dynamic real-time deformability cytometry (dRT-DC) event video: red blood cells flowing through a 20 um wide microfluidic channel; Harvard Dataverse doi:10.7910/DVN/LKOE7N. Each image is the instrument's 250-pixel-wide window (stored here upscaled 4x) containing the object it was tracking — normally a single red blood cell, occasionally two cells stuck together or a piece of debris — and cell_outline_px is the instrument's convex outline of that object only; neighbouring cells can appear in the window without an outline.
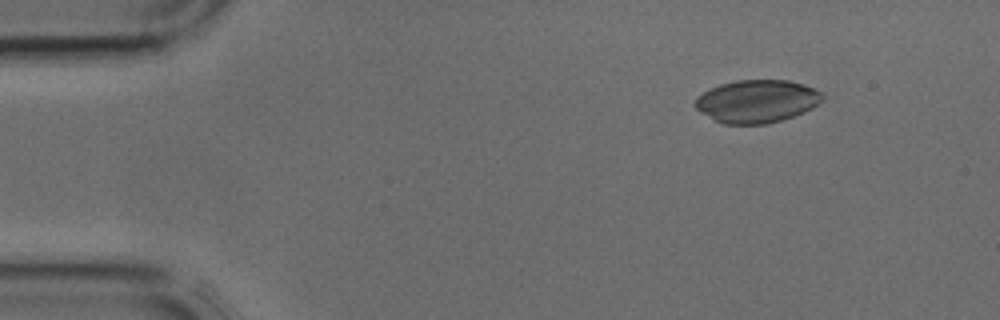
{"species": "common noctule bat (a hibernating species)", "species_latin": "Nyctalus noctula", "temperature_condition": "cold", "stored_images_in_passage": 37, "camera_frame_rate_fps": 3000, "um_per_image_px": 0.085, "animal": {"sex": "male", "body_mass_g": 17.9, "forearm_length_mm": 54.2}, "frame": {"image": 1, "passage_image": 1, "time_ms": 0.0, "image_size_px": [1000, 320], "cell_outline_px": [[824, 100], [820, 104], [804, 112], [780, 120], [764, 124], [724, 124], [716, 120], [696, 108], [692, 104], [696, 96], [720, 84], [736, 80], [788, 80], [824, 92]], "centroid_in_image_um": [64.35, 8.6], "position_along_channel_um": 20.6, "area_um2": 31.67}}
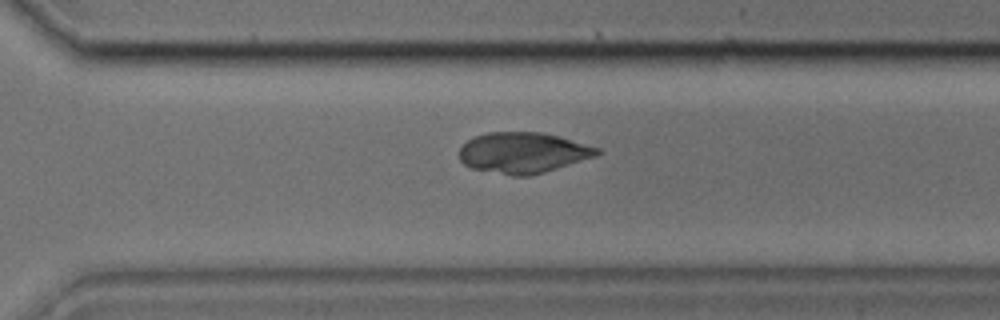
{"frame": {"image": 2, "passage_image": 25, "time_ms": 8.0, "image_size_px": [1000, 320], "cell_outline_px": [[604, 152], [596, 156], [544, 172], [528, 176], [512, 176], [472, 168], [464, 164], [460, 160], [460, 148], [468, 140], [476, 136], [488, 132], [540, 132], [560, 136], [600, 148]], "centroid_in_image_um": [44.49, 12.98], "position_along_channel_um": 326.1, "area_um2": 32.71}}
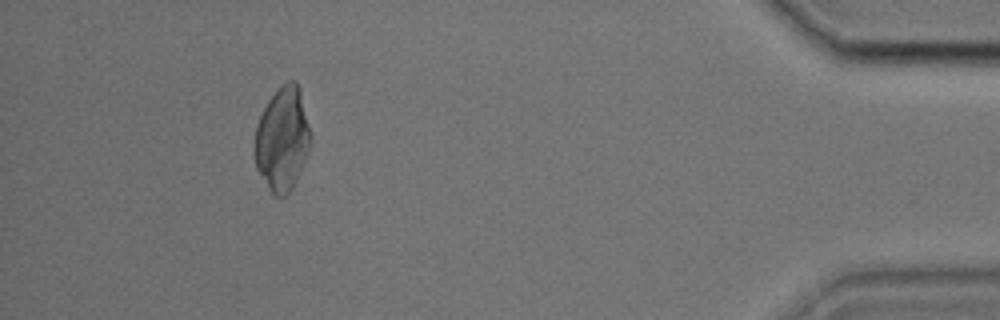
{"frame": {"image": 3, "passage_image": 34, "time_ms": 11.0, "image_size_px": [1000, 320], "cell_outline_px": [[312, 140], [296, 180], [292, 188], [284, 196], [276, 196], [268, 188], [256, 168], [252, 152], [256, 124], [268, 100], [280, 84], [288, 80], [292, 80], [300, 88], [312, 136]], "centroid_in_image_um": [23.97, 11.79], "position_along_channel_um": 411.2, "area_um2": 34.1}}